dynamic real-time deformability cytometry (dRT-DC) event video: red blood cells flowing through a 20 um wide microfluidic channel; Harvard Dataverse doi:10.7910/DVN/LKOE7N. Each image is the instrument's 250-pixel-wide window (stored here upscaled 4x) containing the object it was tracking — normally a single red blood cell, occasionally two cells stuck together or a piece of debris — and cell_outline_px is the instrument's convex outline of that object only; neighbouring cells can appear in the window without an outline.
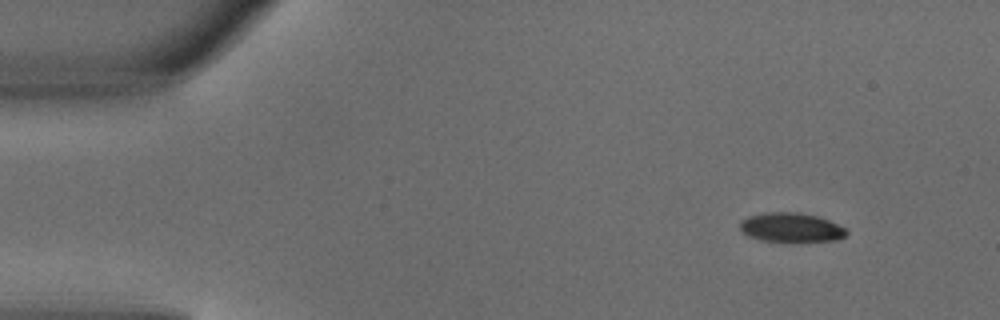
{"species": "common noctule bat (a hibernating species)", "species_latin": "Nyctalus noctula", "temperature_condition": "warm", "stored_images_in_passage": 3, "camera_frame_rate_fps": 3000, "um_per_image_px": 0.085, "animal": {"sex": "male", "body_mass_g": 18.8}, "frame": {"image": 1, "passage_image": 1, "time_ms": 0.0, "image_size_px": [1000, 320], "cell_outline_px": [[848, 232], [844, 236], [836, 240], [760, 240], [748, 236], [740, 228], [740, 220], [748, 216], [764, 212], [800, 212], [816, 216], [828, 220], [848, 228]], "centroid_in_image_um": [67.23, 19.3], "position_along_channel_um": 17.8, "area_um2": 17.86}}